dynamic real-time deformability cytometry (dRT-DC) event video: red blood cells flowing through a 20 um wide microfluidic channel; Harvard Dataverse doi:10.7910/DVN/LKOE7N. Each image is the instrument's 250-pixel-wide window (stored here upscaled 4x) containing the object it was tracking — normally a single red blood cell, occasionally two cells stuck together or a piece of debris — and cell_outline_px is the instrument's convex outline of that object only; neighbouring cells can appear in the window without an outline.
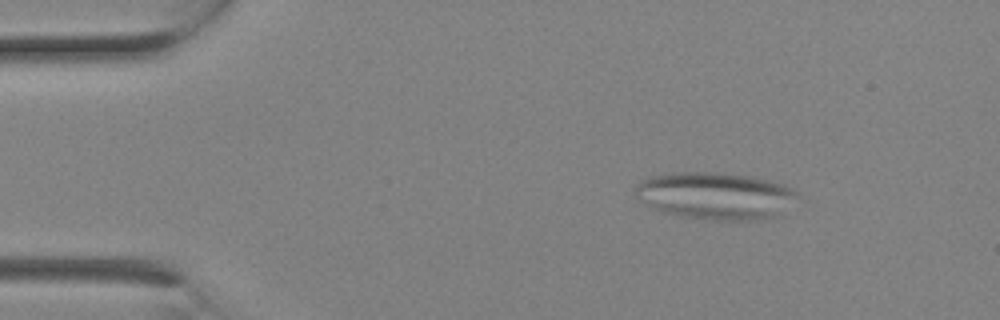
{"species": "Egyptian fruit bat (a non-hibernating species)", "species_latin": "Rousettus aegyptiacus", "temperature_condition": "room temperature", "stored_images_in_passage": 2, "camera_frame_rate_fps": 3000, "um_per_image_px": 0.085, "animal": {"sex": "female"}, "frame": {"image": 1, "passage_image": 2, "time_ms": 0.333, "image_size_px": [1000, 320], "cell_outline_px": [[800, 196], [776, 216], [748, 220], [712, 220], [684, 216], [664, 212], [640, 200], [636, 196], [636, 188], [640, 180], [648, 176], [672, 172], [712, 172], [748, 176], [768, 180], [784, 184], [800, 192]], "centroid_in_image_um": [60.82, 16.62], "position_along_channel_um": 24.2, "area_um2": 44.27}}